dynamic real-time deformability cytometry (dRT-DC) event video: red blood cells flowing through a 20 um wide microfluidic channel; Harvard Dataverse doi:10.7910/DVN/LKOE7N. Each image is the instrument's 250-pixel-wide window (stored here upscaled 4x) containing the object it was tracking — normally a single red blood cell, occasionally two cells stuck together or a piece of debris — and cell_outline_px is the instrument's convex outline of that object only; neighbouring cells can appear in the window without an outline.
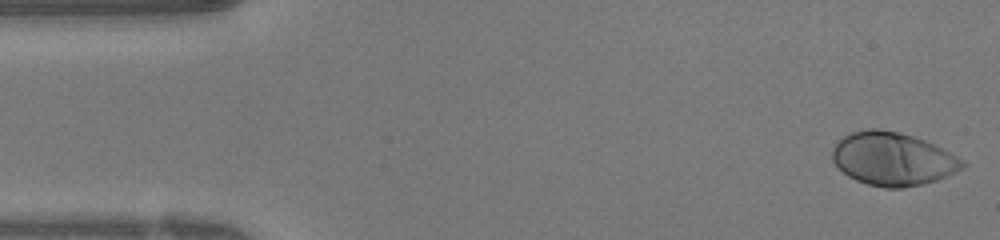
{"species": "human", "species_latin": "Homo sapiens", "temperature_condition": "warm", "stored_images_in_passage": 48, "camera_frame_rate_fps": 3000, "um_per_image_px": 0.085, "donor": {"sex": "female"}, "frame": {"image": 1, "passage_image": 1, "time_ms": 0.0, "image_size_px": [1000, 240], "cell_outline_px": [[968, 164], [964, 168], [956, 172], [936, 180], [924, 184], [904, 188], [884, 188], [868, 184], [856, 180], [848, 176], [832, 160], [832, 148], [844, 136], [852, 132], [868, 128], [880, 128], [900, 132], [924, 140], [964, 160]], "centroid_in_image_um": [75.89, 13.51], "position_along_channel_um": 9.1, "area_um2": 40.29}}
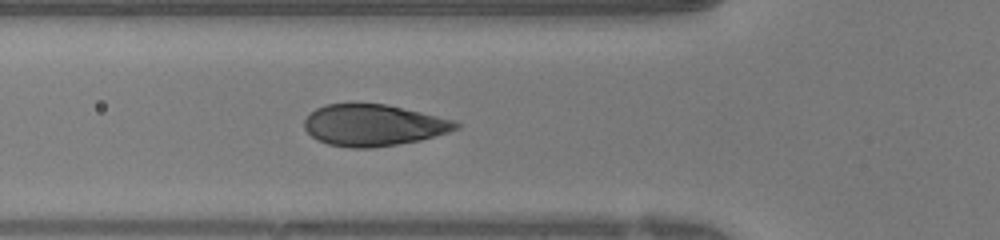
{"frame": {"image": 2, "passage_image": 16, "time_ms": 5.0, "image_size_px": [1000, 240], "cell_outline_px": [[460, 128], [448, 132], [420, 140], [372, 148], [352, 148], [328, 144], [316, 140], [304, 128], [304, 120], [316, 108], [324, 104], [384, 104], [456, 120], [460, 124]], "centroid_in_image_um": [31.74, 10.65], "position_along_channel_um": 94.1, "area_um2": 36.47}}
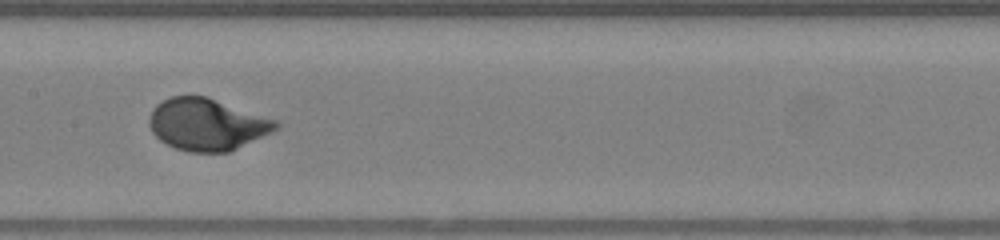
{"frame": {"image": 3, "passage_image": 23, "time_ms": 7.333, "image_size_px": [1000, 240], "cell_outline_px": [[280, 124], [272, 132], [228, 152], [188, 152], [176, 148], [160, 140], [152, 132], [148, 124], [148, 120], [152, 108], [156, 104], [172, 96], [208, 96], [280, 120]], "centroid_in_image_um": [17.61, 10.56], "position_along_channel_um": 189.8, "area_um2": 38.61}, "authors_computed_cell_mechanics": {"area_um2": 38.0613, "velocity_mm_per_s": 4.0867, "shape_relaxation_time_tau1_ms": 3.0079, "shape_relaxation_time_tau2_ms": null, "deformation_change_tau1": 0.2143, "deformation_change_tau2": null}}